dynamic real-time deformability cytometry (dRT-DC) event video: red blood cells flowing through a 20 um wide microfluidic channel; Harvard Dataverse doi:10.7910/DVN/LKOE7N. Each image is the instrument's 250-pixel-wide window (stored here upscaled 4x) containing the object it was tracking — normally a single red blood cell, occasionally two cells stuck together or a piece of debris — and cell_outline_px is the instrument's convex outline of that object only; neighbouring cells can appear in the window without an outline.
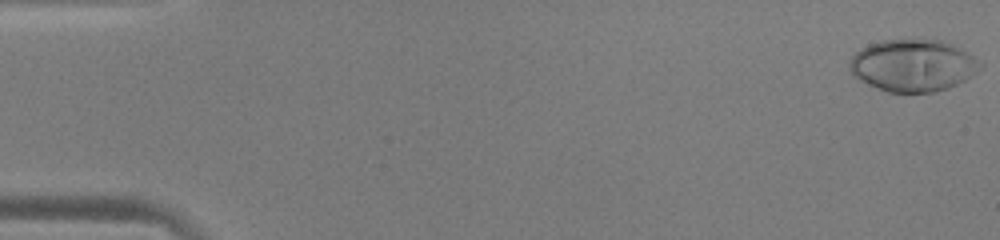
{"species": "human", "species_latin": "Homo sapiens", "temperature_condition": "warm", "stored_images_in_passage": 14, "camera_frame_rate_fps": 3000, "um_per_image_px": 0.085, "donor": {"sex": "male"}, "frame": {"image": 1, "passage_image": 1, "time_ms": 0.0, "image_size_px": [1000, 240], "cell_outline_px": [[984, 64], [976, 72], [964, 80], [948, 88], [936, 92], [888, 92], [868, 84], [852, 76], [848, 64], [848, 60], [856, 52], [868, 44], [880, 40], [912, 36], [944, 40], [968, 52]], "centroid_in_image_um": [77.58, 5.5], "position_along_channel_um": 7.4, "area_um2": 40.63}}